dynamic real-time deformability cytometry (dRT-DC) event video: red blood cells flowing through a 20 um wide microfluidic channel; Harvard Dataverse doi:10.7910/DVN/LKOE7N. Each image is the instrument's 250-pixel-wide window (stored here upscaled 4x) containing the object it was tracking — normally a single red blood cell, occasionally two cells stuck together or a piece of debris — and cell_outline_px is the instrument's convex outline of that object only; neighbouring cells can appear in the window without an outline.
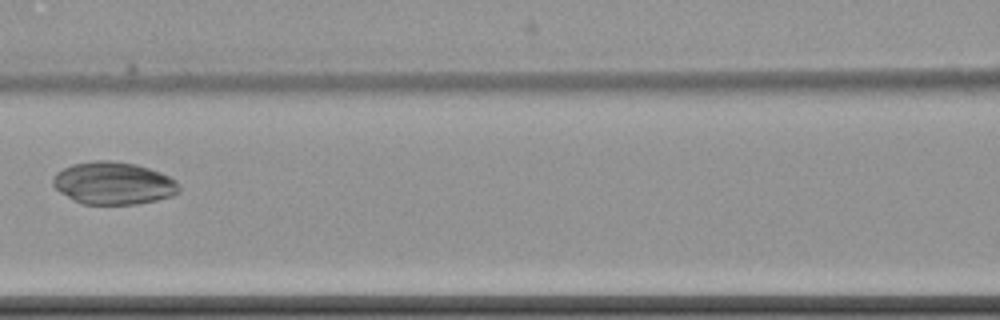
{"species": "common noctule bat (a hibernating species)", "species_latin": "Nyctalus noctula", "temperature_condition": "cold", "stored_images_in_passage": 3, "camera_frame_rate_fps": 3000, "um_per_image_px": 0.085, "animal": {"sex": "female", "body_mass_g": 22.7, "forearm_length_mm": 54.2}, "frame": {"image": 1, "passage_image": 3, "time_ms": 2.333, "image_size_px": [1000, 320], "cell_outline_px": [[180, 192], [172, 196], [156, 200], [136, 204], [84, 204], [72, 200], [60, 192], [52, 184], [52, 180], [56, 172], [72, 164], [96, 160], [112, 160], [136, 164], [160, 172], [176, 180], [180, 188]], "centroid_in_image_um": [9.64, 15.57], "position_along_channel_um": 157.0, "area_um2": 31.33}}